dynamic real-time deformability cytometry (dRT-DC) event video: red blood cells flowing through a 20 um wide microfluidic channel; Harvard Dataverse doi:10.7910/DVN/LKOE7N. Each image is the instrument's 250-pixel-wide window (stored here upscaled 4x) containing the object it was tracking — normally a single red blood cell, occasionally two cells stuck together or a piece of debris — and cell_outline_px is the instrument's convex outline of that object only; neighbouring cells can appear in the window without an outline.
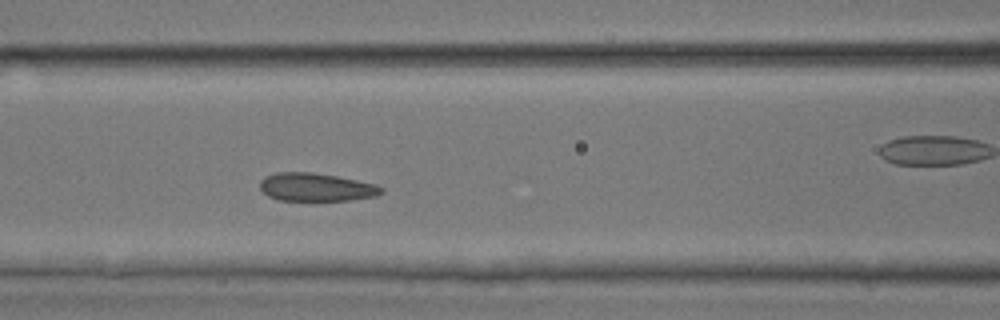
{"species": "common noctule bat (a hibernating species)", "species_latin": "Nyctalus noctula", "temperature_condition": "room temperature", "stored_images_in_passage": 34, "camera_frame_rate_fps": 3000, "um_per_image_px": 0.085, "animal": {"sex": "male", "body_mass_g": 17.9, "forearm_length_mm": 54.2}, "frame": {"image": 1, "passage_image": 10, "time_ms": 3.0, "image_size_px": [1000, 320], "cell_outline_px": [[384, 192], [376, 196], [348, 200], [280, 200], [268, 196], [260, 188], [260, 180], [264, 176], [276, 172], [312, 172], [336, 176], [376, 184], [384, 188]], "centroid_in_image_um": [26.86, 15.9], "position_along_channel_um": 139.7, "area_um2": 19.88}}
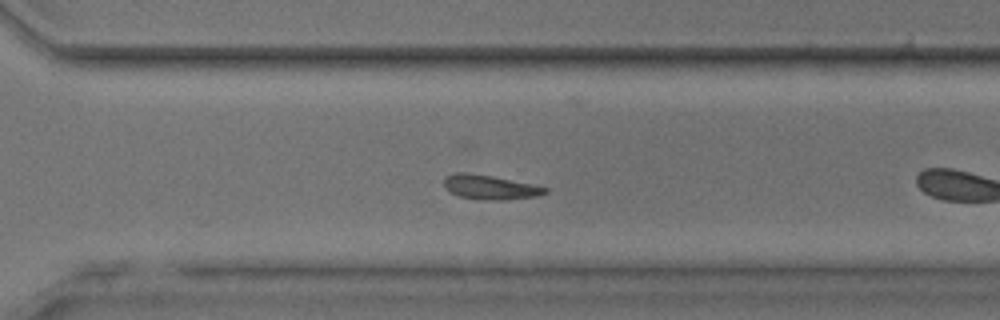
{"frame": {"image": 2, "passage_image": 20, "time_ms": 6.333, "image_size_px": [1000, 320], "cell_outline_px": [[548, 192], [536, 196], [504, 200], [484, 200], [460, 196], [444, 188], [444, 176], [456, 172], [464, 172], [492, 176], [532, 184], [548, 188]], "centroid_in_image_um": [41.63, 15.91], "position_along_channel_um": 329.0, "area_um2": 14.28}}